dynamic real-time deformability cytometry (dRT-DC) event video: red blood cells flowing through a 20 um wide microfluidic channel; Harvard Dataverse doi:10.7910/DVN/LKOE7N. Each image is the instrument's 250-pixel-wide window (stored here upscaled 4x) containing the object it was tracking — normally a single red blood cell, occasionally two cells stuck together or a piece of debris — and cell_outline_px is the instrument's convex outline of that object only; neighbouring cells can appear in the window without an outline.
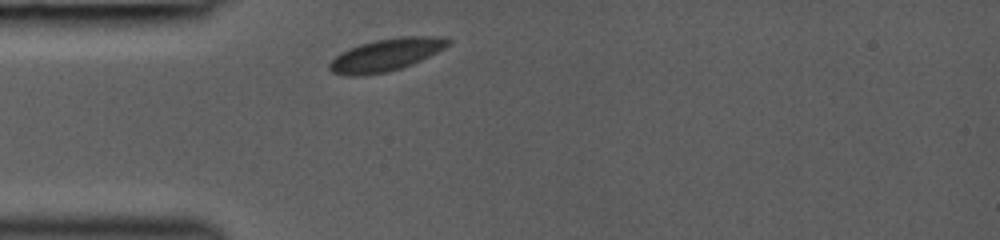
{"species": "common noctule bat (a hibernating species)", "species_latin": "Nyctalus noctula", "temperature_condition": "room temperature", "stored_images_in_passage": 1, "camera_frame_rate_fps": 3000, "um_per_image_px": 0.085, "animal": {"sex": "female", "body_mass_g": 19.0, "forearm_length_mm": 53.3}, "frame": {"image": 1, "passage_image": 1, "time_ms": 0.0, "image_size_px": [1000, 240], "cell_outline_px": [[452, 40], [444, 48], [412, 64], [400, 68], [384, 72], [364, 76], [348, 76], [332, 72], [328, 68], [328, 64], [340, 52], [348, 48], [360, 44], [376, 40], [400, 36], [444, 36]], "centroid_in_image_um": [32.79, 4.65], "position_along_channel_um": 52.2, "area_um2": 22.37}}